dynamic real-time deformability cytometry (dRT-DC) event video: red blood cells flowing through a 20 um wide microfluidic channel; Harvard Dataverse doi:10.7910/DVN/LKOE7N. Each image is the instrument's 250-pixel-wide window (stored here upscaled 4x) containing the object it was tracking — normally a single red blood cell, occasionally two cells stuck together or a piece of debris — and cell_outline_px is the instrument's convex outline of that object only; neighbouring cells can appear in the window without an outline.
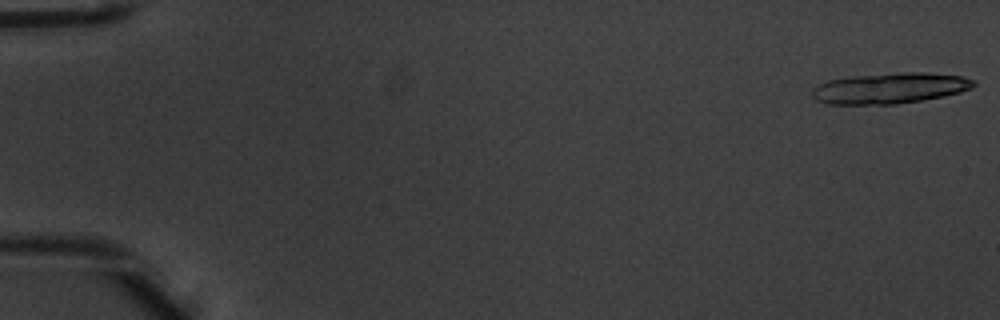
{"species": "common noctule bat (a hibernating species)", "species_latin": "Nyctalus noctula", "temperature_condition": "warm", "stored_images_in_passage": 8, "camera_frame_rate_fps": 3000, "um_per_image_px": 0.085, "animal": {"sex": "male", "body_mass_g": 20.1, "forearm_length_mm": 53.5}, "frame": {"image": 1, "passage_image": 1, "time_ms": 0.0, "image_size_px": [1000, 320], "cell_outline_px": [[976, 84], [972, 88], [960, 92], [944, 96], [896, 104], [824, 104], [816, 100], [812, 96], [812, 88], [816, 84], [828, 80], [852, 76], [900, 72], [924, 72], [960, 76], [976, 80]], "centroid_in_image_um": [75.61, 7.49], "position_along_channel_um": 9.4, "area_um2": 29.13}}
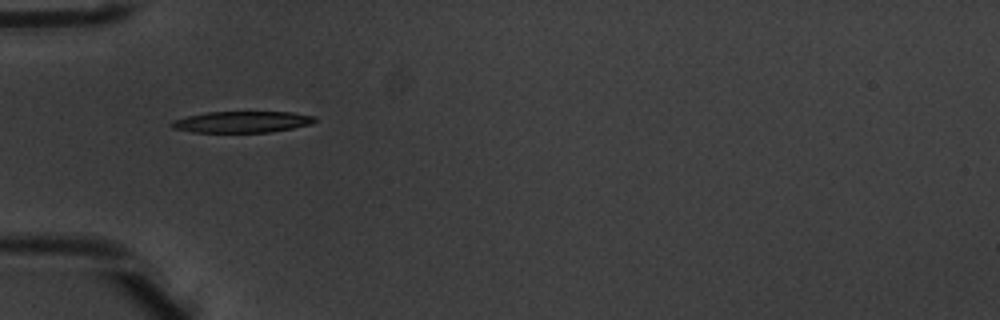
{"frame": {"image": 2, "passage_image": 6, "time_ms": 1.667, "image_size_px": [1000, 320], "cell_outline_px": [[316, 120], [312, 124], [292, 128], [268, 132], [192, 132], [172, 128], [168, 124], [172, 120], [188, 116], [208, 112], [292, 112], [316, 116]], "centroid_in_image_um": [20.56, 10.36], "position_along_channel_um": 64.4, "area_um2": 17.8}}
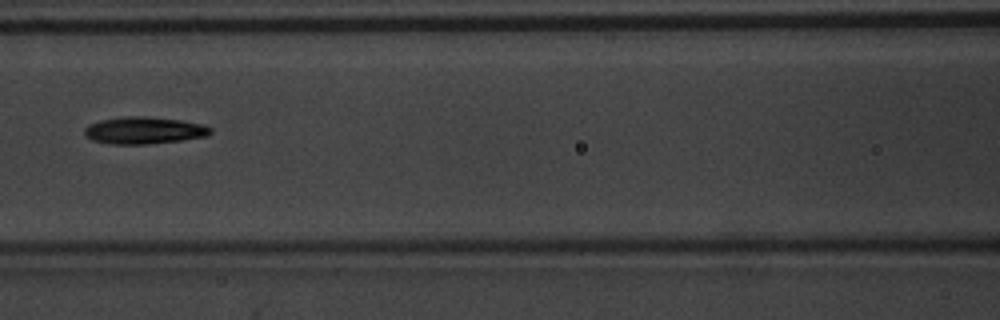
{"frame": {"image": 3, "passage_image": 8, "time_ms": 2.333, "image_size_px": [1000, 320], "cell_outline_px": [[212, 132], [208, 136], [180, 140], [148, 144], [108, 144], [92, 140], [84, 136], [84, 128], [88, 124], [100, 120], [124, 116], [144, 116], [180, 120], [204, 124], [212, 128]], "centroid_in_image_um": [12.22, 11.08], "position_along_channel_um": 154.4, "area_um2": 20.06}}